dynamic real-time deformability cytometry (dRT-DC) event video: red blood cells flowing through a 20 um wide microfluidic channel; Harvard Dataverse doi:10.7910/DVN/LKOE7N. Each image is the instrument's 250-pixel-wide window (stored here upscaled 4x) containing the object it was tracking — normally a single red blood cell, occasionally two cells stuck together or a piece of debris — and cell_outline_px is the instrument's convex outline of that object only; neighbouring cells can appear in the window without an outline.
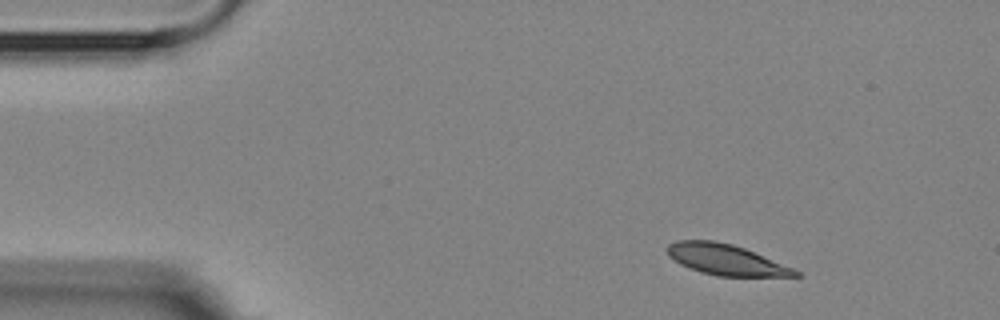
{"species": "Egyptian fruit bat (a non-hibernating species)", "species_latin": "Rousettus aegyptiacus", "temperature_condition": "room temperature", "stored_images_in_passage": 3, "camera_frame_rate_fps": 3000, "um_per_image_px": 0.085, "animal": {"sex": "female"}, "frame": {"image": 1, "passage_image": 1, "time_ms": 0.0, "image_size_px": [1000, 320], "cell_outline_px": [[804, 276], [716, 276], [700, 272], [680, 264], [668, 256], [664, 248], [668, 244], [676, 240], [716, 240], [732, 244], [744, 248], [792, 268], [800, 272]], "centroid_in_image_um": [61.63, 22.06], "position_along_channel_um": 23.4, "area_um2": 22.95}}